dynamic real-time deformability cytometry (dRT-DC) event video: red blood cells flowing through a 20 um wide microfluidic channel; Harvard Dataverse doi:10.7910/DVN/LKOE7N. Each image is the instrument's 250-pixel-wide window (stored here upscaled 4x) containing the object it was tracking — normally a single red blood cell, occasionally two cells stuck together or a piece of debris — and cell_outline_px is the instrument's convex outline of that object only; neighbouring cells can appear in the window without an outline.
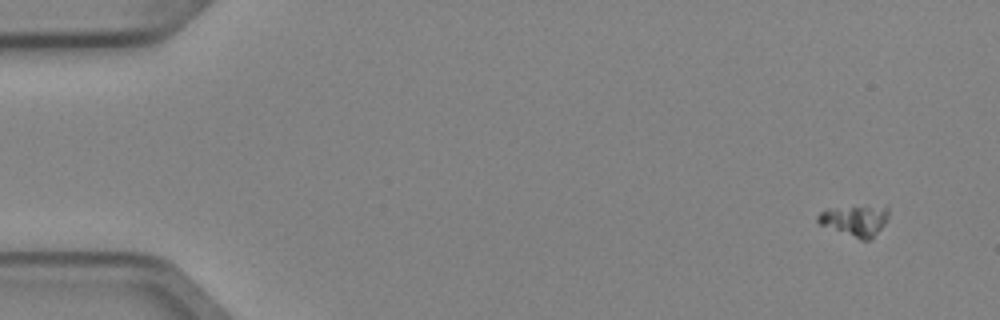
{"species": "Egyptian fruit bat (a non-hibernating species)", "species_latin": "Rousettus aegyptiacus", "temperature_condition": "cold", "stored_images_in_passage": 5, "camera_frame_rate_fps": 3000, "um_per_image_px": 0.085, "animal": {"sex": "female"}, "frame": {"image": 1, "passage_image": 1, "time_ms": 0.0, "image_size_px": [1000, 320], "cell_outline_px": [[888, 220], [868, 240], [860, 240], [820, 224], [816, 220], [816, 216], [820, 212], [828, 208], [888, 208]], "centroid_in_image_um": [72.62, 18.77], "position_along_channel_um": 12.4, "area_um2": 12.08}}
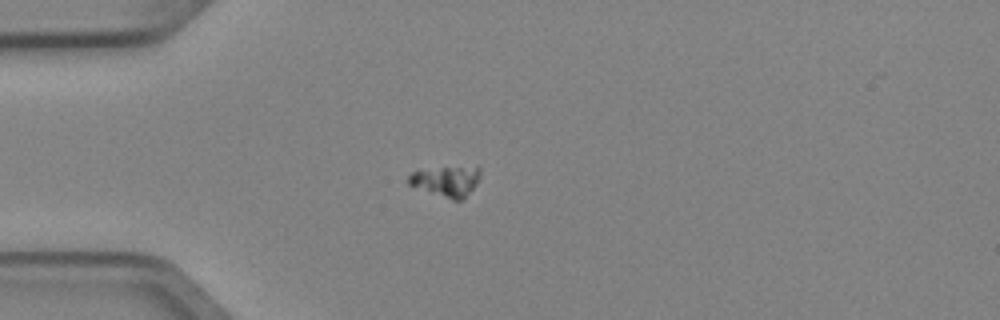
{"frame": {"image": 2, "passage_image": 4, "time_ms": 1.0, "image_size_px": [1000, 320], "cell_outline_px": [[480, 176], [476, 184], [464, 200], [452, 200], [408, 184], [408, 176], [412, 172], [440, 168], [480, 168]], "centroid_in_image_um": [37.95, 15.43], "position_along_channel_um": 47.1, "area_um2": 12.25}}